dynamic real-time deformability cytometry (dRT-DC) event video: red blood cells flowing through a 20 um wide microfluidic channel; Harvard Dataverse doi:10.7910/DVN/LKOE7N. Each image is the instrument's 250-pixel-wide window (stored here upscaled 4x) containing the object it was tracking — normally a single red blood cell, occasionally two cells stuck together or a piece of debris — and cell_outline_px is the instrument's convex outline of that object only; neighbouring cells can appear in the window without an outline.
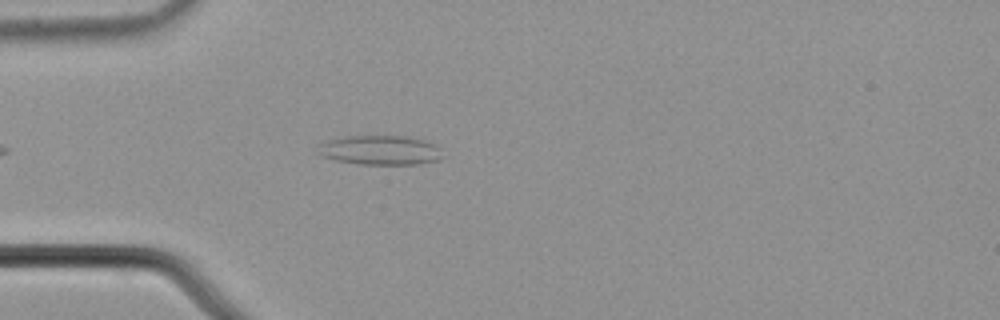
{"species": "common noctule bat (a hibernating species)", "species_latin": "Nyctalus noctula", "temperature_condition": "cold", "stored_images_in_passage": 4, "camera_frame_rate_fps": 3000, "um_per_image_px": 0.085, "animal": {"sex": "male", "body_mass_g": 21.5, "forearm_length_mm": 52.0}, "frame": {"image": 1, "passage_image": 4, "time_ms": 1.0, "image_size_px": [1000, 320], "cell_outline_px": [[444, 156], [440, 160], [420, 164], [360, 164], [336, 160], [324, 156], [316, 152], [316, 144], [328, 140], [344, 136], [404, 136], [424, 140], [436, 144], [440, 148]], "centroid_in_image_um": [32.32, 12.76], "position_along_channel_um": 52.7, "area_um2": 21.68}}